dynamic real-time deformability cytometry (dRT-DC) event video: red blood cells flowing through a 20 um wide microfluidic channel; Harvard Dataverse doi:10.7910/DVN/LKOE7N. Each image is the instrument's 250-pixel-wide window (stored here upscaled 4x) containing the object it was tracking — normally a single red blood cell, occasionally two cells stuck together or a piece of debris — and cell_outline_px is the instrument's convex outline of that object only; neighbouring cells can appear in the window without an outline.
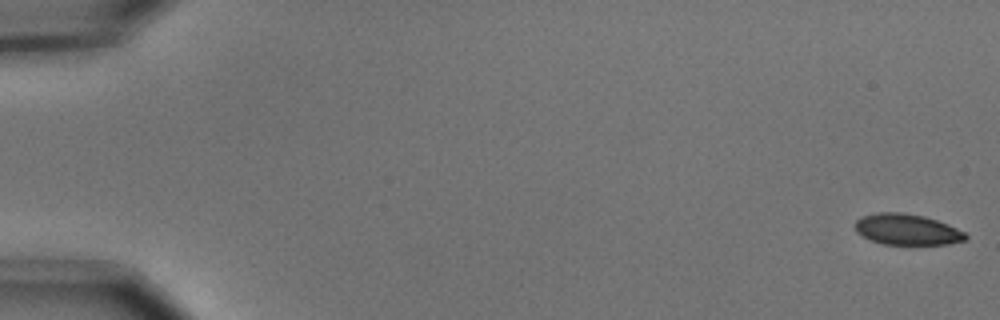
{"species": "common noctule bat (a hibernating species)", "species_latin": "Nyctalus noctula", "temperature_condition": "cold", "stored_images_in_passage": 56, "segment_of_instrument_passage": [1, 2], "camera_frame_rate_fps": 3000, "um_per_image_px": 0.085, "animal": {"sex": "male", "body_mass_g": 15.6}, "frame": {"image": 1, "passage_image": 1, "time_ms": 0.0, "image_size_px": [1000, 320], "cell_outline_px": [[968, 236], [964, 240], [944, 244], [884, 244], [872, 240], [856, 232], [856, 220], [864, 216], [876, 212], [900, 212], [924, 216], [948, 224], [964, 232]], "centroid_in_image_um": [77.09, 19.49], "position_along_channel_um": 7.9, "area_um2": 19.59}}
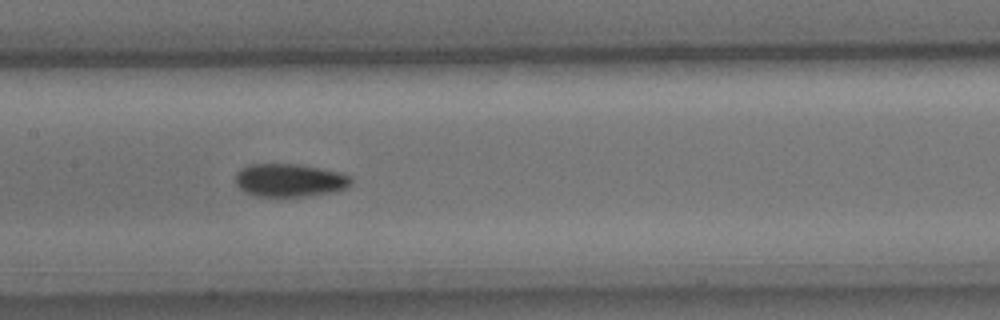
{"frame": {"image": 2, "passage_image": 28, "time_ms": 9.0, "image_size_px": [1000, 320], "cell_outline_px": [[352, 184], [348, 188], [332, 192], [304, 196], [256, 196], [244, 192], [236, 184], [236, 172], [240, 168], [248, 164], [300, 164], [340, 172], [352, 176]], "centroid_in_image_um": [24.63, 15.31], "position_along_channel_um": 182.8, "area_um2": 22.48}}
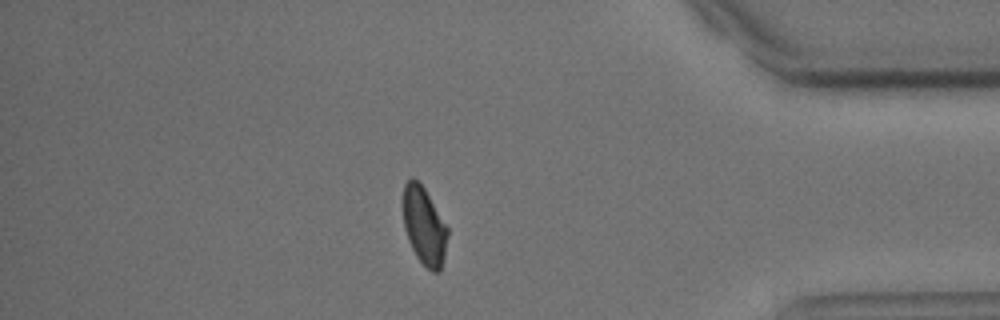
{"frame": {"image": 3, "passage_image": 48, "time_ms": 15.667, "image_size_px": [1000, 320], "cell_outline_px": [[448, 236], [444, 256], [440, 272], [432, 272], [416, 256], [408, 240], [404, 228], [404, 184], [412, 176], [424, 188], [448, 228]], "centroid_in_image_um": [36.06, 19.23], "position_along_channel_um": 399.1, "area_um2": 19.83}}